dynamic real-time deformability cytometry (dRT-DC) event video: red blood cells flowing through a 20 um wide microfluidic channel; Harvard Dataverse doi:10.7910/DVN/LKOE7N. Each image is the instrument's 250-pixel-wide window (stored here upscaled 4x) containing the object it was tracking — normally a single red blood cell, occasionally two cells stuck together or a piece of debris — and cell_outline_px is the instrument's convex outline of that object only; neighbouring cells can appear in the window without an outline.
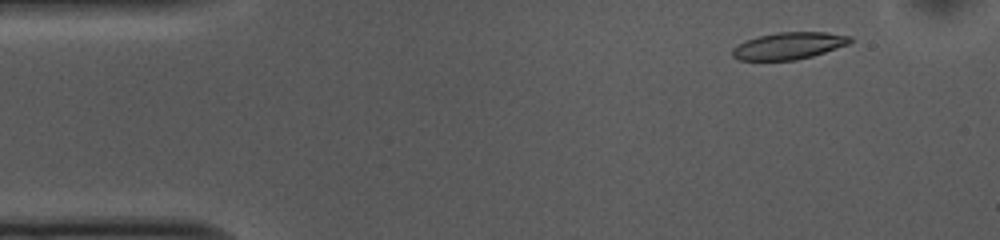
{"species": "common noctule bat (a hibernating species)", "species_latin": "Nyctalus noctula", "temperature_condition": "cold", "stored_images_in_passage": 20, "camera_frame_rate_fps": 3000, "um_per_image_px": 0.085, "animal": {"sex": "female", "body_mass_g": 10.0, "forearm_length_mm": 53.1}, "frame": {"image": 1, "passage_image": 5, "time_ms": 1.333, "image_size_px": [1000, 240], "cell_outline_px": [[852, 40], [848, 44], [812, 56], [796, 60], [740, 60], [732, 56], [732, 48], [748, 40], [760, 36], [776, 32], [828, 32], [852, 36]], "centroid_in_image_um": [67.07, 3.89], "position_along_channel_um": 17.9, "area_um2": 18.32}}
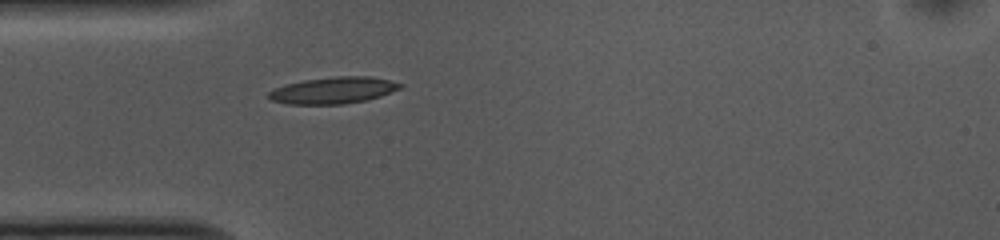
{"frame": {"image": 2, "passage_image": 14, "time_ms": 4.333, "image_size_px": [1000, 240], "cell_outline_px": [[404, 84], [400, 88], [380, 96], [368, 100], [344, 104], [288, 104], [272, 100], [268, 96], [268, 92], [284, 84], [304, 80], [336, 76], [372, 76]], "centroid_in_image_um": [28.33, 7.67], "position_along_channel_um": 56.7, "area_um2": 20.35}}
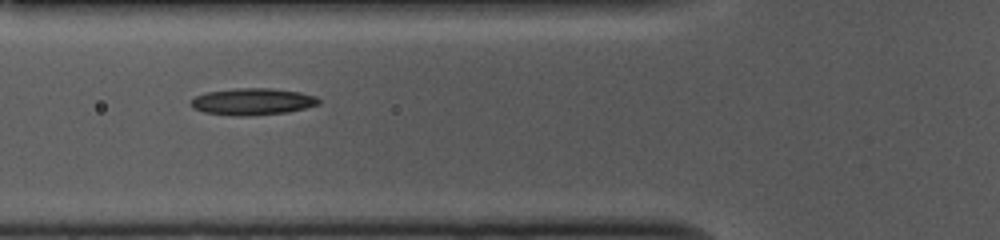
{"frame": {"image": 3, "passage_image": 18, "time_ms": 5.667, "image_size_px": [1000, 240], "cell_outline_px": [[320, 104], [288, 112], [248, 116], [232, 116], [204, 112], [192, 108], [188, 104], [196, 96], [204, 92], [236, 88], [272, 88], [300, 92], [316, 96], [320, 100]], "centroid_in_image_um": [21.44, 8.64], "position_along_channel_um": 104.4, "area_um2": 20.17}}